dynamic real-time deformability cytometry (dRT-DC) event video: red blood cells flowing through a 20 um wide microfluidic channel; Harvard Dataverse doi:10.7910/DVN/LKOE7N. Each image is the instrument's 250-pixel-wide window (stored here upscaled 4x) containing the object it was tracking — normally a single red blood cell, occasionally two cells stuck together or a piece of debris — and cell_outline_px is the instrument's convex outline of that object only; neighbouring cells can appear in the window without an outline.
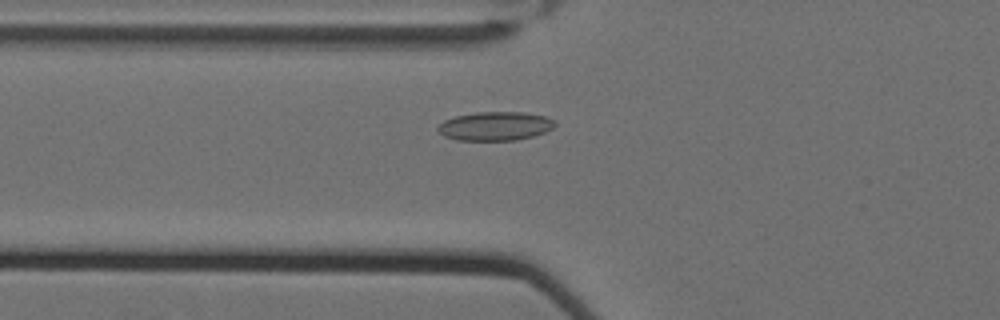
{"species": "Egyptian fruit bat (a non-hibernating species)", "species_latin": "Rousettus aegyptiacus", "temperature_condition": "cold", "stored_images_in_passage": 26, "camera_frame_rate_fps": 3000, "um_per_image_px": 0.085, "animal": {"sex": "female"}, "frame": {"image": 1, "passage_image": 13, "time_ms": 4.0, "image_size_px": [1000, 320], "cell_outline_px": [[556, 124], [552, 128], [544, 132], [532, 136], [516, 140], [456, 140], [444, 136], [436, 128], [444, 120], [456, 116], [476, 112], [524, 112], [544, 116], [556, 120]], "centroid_in_image_um": [42.09, 10.71], "position_along_channel_um": 83.7, "area_um2": 19.59}}
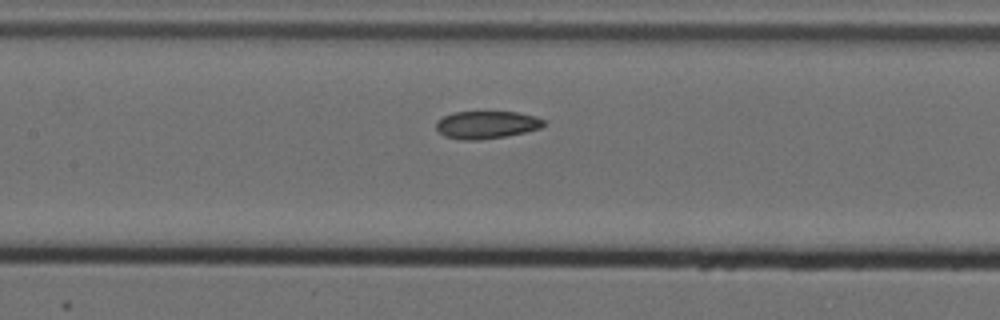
{"frame": {"image": 2, "passage_image": 20, "time_ms": 6.333, "image_size_px": [1000, 320], "cell_outline_px": [[544, 124], [540, 128], [524, 132], [504, 136], [476, 140], [464, 140], [444, 136], [436, 128], [436, 120], [452, 112], [516, 112], [536, 116], [544, 120]], "centroid_in_image_um": [41.33, 10.6], "position_along_channel_um": 166.1, "area_um2": 17.17}}
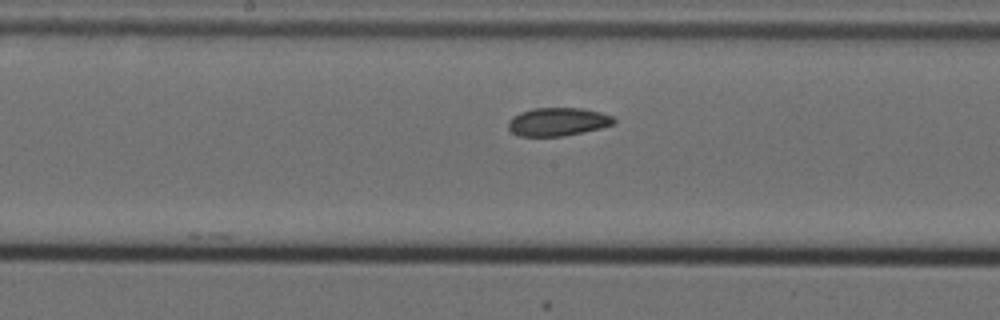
{"frame": {"image": 3, "passage_image": 23, "time_ms": 7.333, "image_size_px": [1000, 320], "cell_outline_px": [[616, 120], [612, 124], [600, 128], [584, 132], [564, 136], [520, 136], [512, 132], [508, 128], [508, 120], [512, 116], [520, 112], [532, 108], [580, 108], [600, 112], [612, 116]], "centroid_in_image_um": [47.38, 10.35], "position_along_channel_um": 200.8, "area_um2": 17.4}}